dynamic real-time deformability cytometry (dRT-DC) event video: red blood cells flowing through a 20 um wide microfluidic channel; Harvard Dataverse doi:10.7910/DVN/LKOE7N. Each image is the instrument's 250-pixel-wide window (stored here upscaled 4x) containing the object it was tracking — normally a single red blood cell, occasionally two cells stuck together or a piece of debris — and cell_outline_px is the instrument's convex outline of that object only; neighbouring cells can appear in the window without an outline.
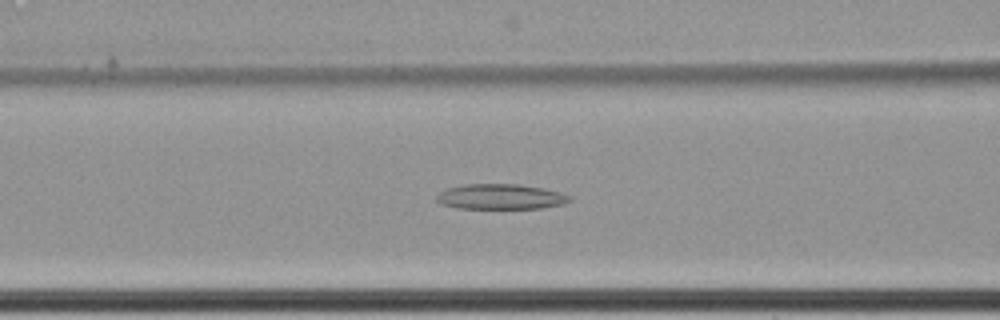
{"species": "common noctule bat (a hibernating species)", "species_latin": "Nyctalus noctula", "temperature_condition": "cold", "stored_images_in_passage": 62, "camera_frame_rate_fps": 3000, "um_per_image_px": 0.085, "animal": {"sex": "female", "body_mass_g": 22.7, "forearm_length_mm": 54.2}, "frame": {"image": 1, "passage_image": 31, "time_ms": 10.0, "image_size_px": [1000, 320], "cell_outline_px": [[572, 200], [564, 204], [544, 208], [460, 208], [440, 204], [436, 200], [436, 196], [444, 188], [464, 184], [520, 184], [544, 188], [560, 192], [572, 196]], "centroid_in_image_um": [42.57, 16.71], "position_along_channel_um": 124.0, "area_um2": 19.83}}
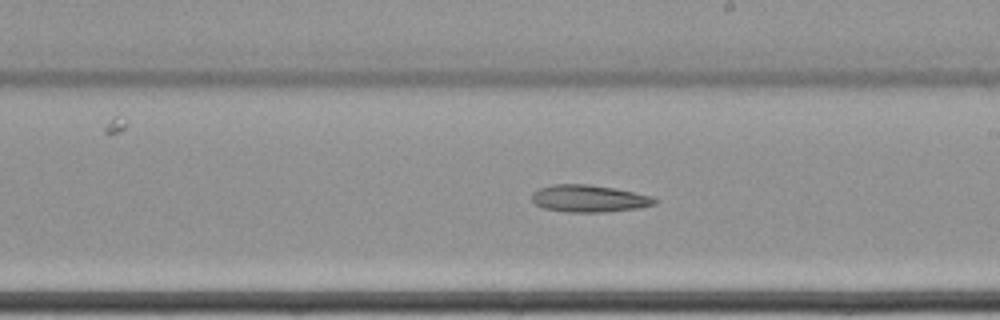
{"frame": {"image": 2, "passage_image": 41, "time_ms": 13.333, "image_size_px": [1000, 320], "cell_outline_px": [[660, 200], [656, 204], [640, 208], [608, 212], [564, 212], [544, 208], [536, 204], [532, 200], [532, 192], [540, 188], [552, 184], [588, 184], [612, 188], [652, 196]], "centroid_in_image_um": [50.09, 16.88], "position_along_channel_um": 238.9, "area_um2": 19.54}}
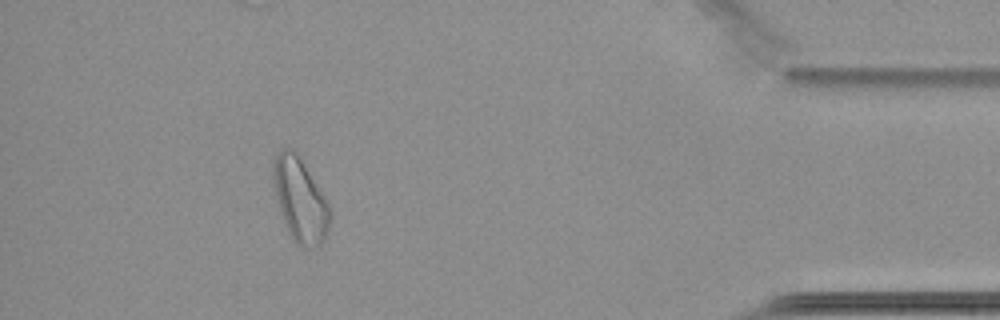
{"frame": {"image": 3, "passage_image": 60, "time_ms": 19.667, "image_size_px": [1000, 320], "cell_outline_px": [[332, 216], [328, 232], [324, 240], [316, 248], [300, 248], [292, 240], [288, 232], [280, 208], [272, 180], [272, 164], [280, 148], [292, 148], [296, 152], [304, 164], [328, 204]], "centroid_in_image_um": [25.51, 17.03], "position_along_channel_um": 409.7, "area_um2": 27.63}}